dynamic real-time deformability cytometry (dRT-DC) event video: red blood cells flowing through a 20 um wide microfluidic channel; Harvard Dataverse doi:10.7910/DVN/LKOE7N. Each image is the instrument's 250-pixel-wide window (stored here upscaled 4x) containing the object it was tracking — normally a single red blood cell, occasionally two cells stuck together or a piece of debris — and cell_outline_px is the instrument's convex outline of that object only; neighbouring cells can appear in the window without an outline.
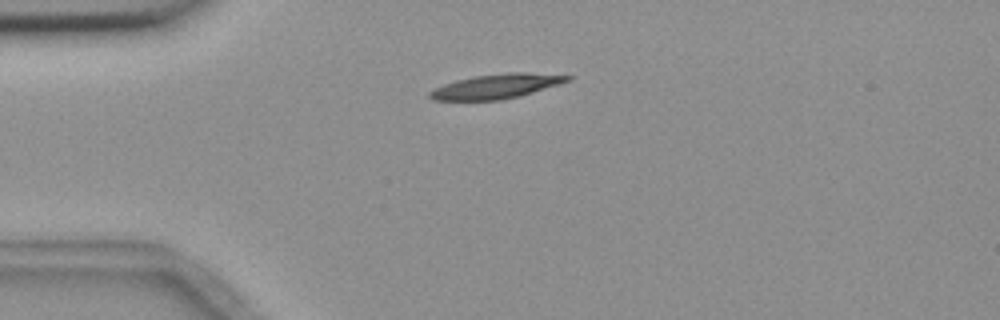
{"species": "common noctule bat (a hibernating species)", "species_latin": "Nyctalus noctula", "temperature_condition": "room temperature", "stored_images_in_passage": 7, "camera_frame_rate_fps": 3000, "um_per_image_px": 0.085, "animal": {"sex": "female", "body_mass_g": 18.4}, "frame": {"image": 1, "passage_image": 1, "time_ms": 0.0, "image_size_px": [1000, 320], "cell_outline_px": [[572, 80], [560, 84], [520, 96], [500, 100], [432, 100], [428, 96], [428, 92], [444, 84], [456, 80], [476, 76], [508, 72], [528, 72], [572, 76]], "centroid_in_image_um": [42.21, 7.33], "position_along_channel_um": 42.8, "area_um2": 19.65}}
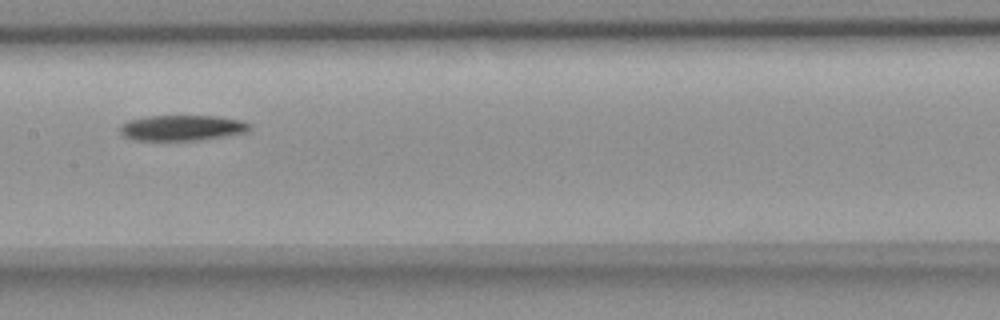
{"frame": {"image": 2, "passage_image": 5, "time_ms": 4.667, "image_size_px": [1000, 320], "cell_outline_px": [[252, 128], [248, 132], [200, 140], [132, 140], [124, 136], [120, 132], [120, 124], [128, 120], [144, 116], [216, 116], [240, 120], [248, 124]], "centroid_in_image_um": [15.44, 10.87], "position_along_channel_um": 192.0, "area_um2": 19.36}}
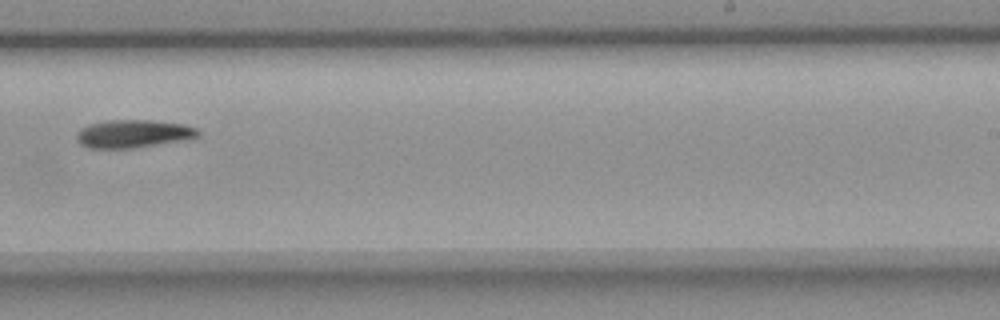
{"frame": {"image": 3, "passage_image": 7, "time_ms": 7.0, "image_size_px": [1000, 320], "cell_outline_px": [[200, 136], [188, 140], [136, 148], [88, 148], [80, 144], [76, 140], [76, 132], [80, 128], [88, 124], [108, 120], [148, 120], [184, 124], [196, 128], [200, 132]], "centroid_in_image_um": [11.33, 11.38], "position_along_channel_um": 277.7, "area_um2": 20.17}}